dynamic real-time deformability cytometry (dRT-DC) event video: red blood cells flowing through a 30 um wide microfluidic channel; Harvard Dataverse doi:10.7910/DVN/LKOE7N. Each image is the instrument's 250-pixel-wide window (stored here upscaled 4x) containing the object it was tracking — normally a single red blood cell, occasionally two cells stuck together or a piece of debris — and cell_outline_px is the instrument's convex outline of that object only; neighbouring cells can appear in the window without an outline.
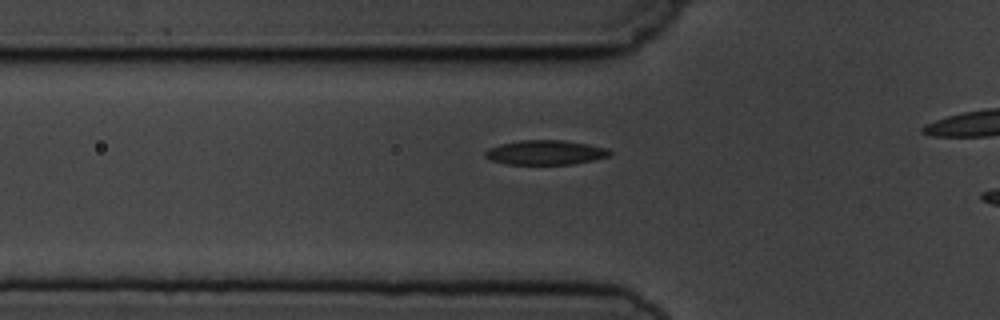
{"species": "common noctule bat (a hibernating species)", "species_latin": "Nyctalus noctula", "temperature_condition": "cold", "stored_images_in_passage": 5, "segment_of_instrument_passage": [2, 2], "camera_frame_rate_fps": 3000, "um_per_image_px": 0.085, "animal": {"sex": "male", "body_mass_g": 19.5, "forearm_length_mm": 54.6}, "frame": {"image": 1, "passage_image": 5, "time_ms": 6.0, "image_size_px": [1000, 320], "cell_outline_px": [[612, 152], [608, 156], [592, 160], [572, 164], [508, 164], [492, 160], [484, 156], [484, 152], [488, 148], [500, 144], [520, 140], [564, 140], [588, 144], [608, 148]], "centroid_in_image_um": [46.35, 12.95], "position_along_channel_um": 79.4, "area_um2": 17.74}}